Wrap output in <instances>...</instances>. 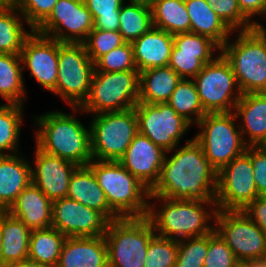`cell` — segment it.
<instances>
[{"label":"cell","instance_id":"1","mask_svg":"<svg viewBox=\"0 0 266 267\" xmlns=\"http://www.w3.org/2000/svg\"><path fill=\"white\" fill-rule=\"evenodd\" d=\"M185 142L166 152L159 179L149 196L215 202L218 172L193 138Z\"/></svg>","mask_w":266,"mask_h":267},{"label":"cell","instance_id":"2","mask_svg":"<svg viewBox=\"0 0 266 267\" xmlns=\"http://www.w3.org/2000/svg\"><path fill=\"white\" fill-rule=\"evenodd\" d=\"M151 200L160 201L161 205L154 204V202H150ZM216 212V202L175 200L161 198L160 196H149L146 217L157 235L173 240H181L211 233L215 229V225L212 223L215 222ZM210 222H212L211 225Z\"/></svg>","mask_w":266,"mask_h":267},{"label":"cell","instance_id":"3","mask_svg":"<svg viewBox=\"0 0 266 267\" xmlns=\"http://www.w3.org/2000/svg\"><path fill=\"white\" fill-rule=\"evenodd\" d=\"M73 114V115H72ZM49 111L34 116L36 147L43 152L68 160L77 166H87L93 160L90 129L74 113Z\"/></svg>","mask_w":266,"mask_h":267},{"label":"cell","instance_id":"4","mask_svg":"<svg viewBox=\"0 0 266 267\" xmlns=\"http://www.w3.org/2000/svg\"><path fill=\"white\" fill-rule=\"evenodd\" d=\"M93 171L104 191L109 207L120 217H145L150 190L126 170L119 161L91 160Z\"/></svg>","mask_w":266,"mask_h":267},{"label":"cell","instance_id":"5","mask_svg":"<svg viewBox=\"0 0 266 267\" xmlns=\"http://www.w3.org/2000/svg\"><path fill=\"white\" fill-rule=\"evenodd\" d=\"M221 53L230 62L242 94L266 92V41L254 30L238 31Z\"/></svg>","mask_w":266,"mask_h":267},{"label":"cell","instance_id":"6","mask_svg":"<svg viewBox=\"0 0 266 267\" xmlns=\"http://www.w3.org/2000/svg\"><path fill=\"white\" fill-rule=\"evenodd\" d=\"M139 102V72H93L90 92L80 107H71L74 113L100 114L134 108Z\"/></svg>","mask_w":266,"mask_h":267},{"label":"cell","instance_id":"7","mask_svg":"<svg viewBox=\"0 0 266 267\" xmlns=\"http://www.w3.org/2000/svg\"><path fill=\"white\" fill-rule=\"evenodd\" d=\"M155 230L145 217H125L108 222L104 238L109 267H144Z\"/></svg>","mask_w":266,"mask_h":267},{"label":"cell","instance_id":"8","mask_svg":"<svg viewBox=\"0 0 266 267\" xmlns=\"http://www.w3.org/2000/svg\"><path fill=\"white\" fill-rule=\"evenodd\" d=\"M237 117L230 113H207L196 126L201 129L193 139L201 146L208 162L219 172L247 148Z\"/></svg>","mask_w":266,"mask_h":267},{"label":"cell","instance_id":"9","mask_svg":"<svg viewBox=\"0 0 266 267\" xmlns=\"http://www.w3.org/2000/svg\"><path fill=\"white\" fill-rule=\"evenodd\" d=\"M90 122L92 158L119 161L138 134L135 109L94 114Z\"/></svg>","mask_w":266,"mask_h":267},{"label":"cell","instance_id":"10","mask_svg":"<svg viewBox=\"0 0 266 267\" xmlns=\"http://www.w3.org/2000/svg\"><path fill=\"white\" fill-rule=\"evenodd\" d=\"M193 81L206 113L234 112L242 93L232 66L222 53L205 64Z\"/></svg>","mask_w":266,"mask_h":267},{"label":"cell","instance_id":"11","mask_svg":"<svg viewBox=\"0 0 266 267\" xmlns=\"http://www.w3.org/2000/svg\"><path fill=\"white\" fill-rule=\"evenodd\" d=\"M215 231L241 264H258L266 255V235L242 210H217Z\"/></svg>","mask_w":266,"mask_h":267},{"label":"cell","instance_id":"12","mask_svg":"<svg viewBox=\"0 0 266 267\" xmlns=\"http://www.w3.org/2000/svg\"><path fill=\"white\" fill-rule=\"evenodd\" d=\"M94 70L83 43L59 42L56 96L70 107H80L89 95Z\"/></svg>","mask_w":266,"mask_h":267},{"label":"cell","instance_id":"13","mask_svg":"<svg viewBox=\"0 0 266 267\" xmlns=\"http://www.w3.org/2000/svg\"><path fill=\"white\" fill-rule=\"evenodd\" d=\"M251 146L232 159L217 173L216 207L217 210H243L256 197Z\"/></svg>","mask_w":266,"mask_h":267},{"label":"cell","instance_id":"14","mask_svg":"<svg viewBox=\"0 0 266 267\" xmlns=\"http://www.w3.org/2000/svg\"><path fill=\"white\" fill-rule=\"evenodd\" d=\"M138 133L168 152L175 149L192 124L167 103H138L135 107Z\"/></svg>","mask_w":266,"mask_h":267},{"label":"cell","instance_id":"15","mask_svg":"<svg viewBox=\"0 0 266 267\" xmlns=\"http://www.w3.org/2000/svg\"><path fill=\"white\" fill-rule=\"evenodd\" d=\"M93 25L84 0H58L49 17L35 31L61 43H83Z\"/></svg>","mask_w":266,"mask_h":267},{"label":"cell","instance_id":"16","mask_svg":"<svg viewBox=\"0 0 266 267\" xmlns=\"http://www.w3.org/2000/svg\"><path fill=\"white\" fill-rule=\"evenodd\" d=\"M59 41L37 33L35 30L26 38L20 52L22 69L52 94L56 95L58 77Z\"/></svg>","mask_w":266,"mask_h":267},{"label":"cell","instance_id":"17","mask_svg":"<svg viewBox=\"0 0 266 267\" xmlns=\"http://www.w3.org/2000/svg\"><path fill=\"white\" fill-rule=\"evenodd\" d=\"M52 227L66 237L104 236L108 220L98 211L68 197L52 202Z\"/></svg>","mask_w":266,"mask_h":267},{"label":"cell","instance_id":"18","mask_svg":"<svg viewBox=\"0 0 266 267\" xmlns=\"http://www.w3.org/2000/svg\"><path fill=\"white\" fill-rule=\"evenodd\" d=\"M33 153L35 156L34 165L31 164L32 183L52 202L67 197L71 176L79 166L58 156L47 154L36 146Z\"/></svg>","mask_w":266,"mask_h":267},{"label":"cell","instance_id":"19","mask_svg":"<svg viewBox=\"0 0 266 267\" xmlns=\"http://www.w3.org/2000/svg\"><path fill=\"white\" fill-rule=\"evenodd\" d=\"M166 151L138 133L119 160L143 185L151 190L157 183Z\"/></svg>","mask_w":266,"mask_h":267},{"label":"cell","instance_id":"20","mask_svg":"<svg viewBox=\"0 0 266 267\" xmlns=\"http://www.w3.org/2000/svg\"><path fill=\"white\" fill-rule=\"evenodd\" d=\"M234 113L242 118L239 128L244 143L261 146L266 141V92L242 94Z\"/></svg>","mask_w":266,"mask_h":267},{"label":"cell","instance_id":"21","mask_svg":"<svg viewBox=\"0 0 266 267\" xmlns=\"http://www.w3.org/2000/svg\"><path fill=\"white\" fill-rule=\"evenodd\" d=\"M57 267H109L104 236L67 237Z\"/></svg>","mask_w":266,"mask_h":267},{"label":"cell","instance_id":"22","mask_svg":"<svg viewBox=\"0 0 266 267\" xmlns=\"http://www.w3.org/2000/svg\"><path fill=\"white\" fill-rule=\"evenodd\" d=\"M7 212L30 230L52 226V201L32 182L20 192Z\"/></svg>","mask_w":266,"mask_h":267},{"label":"cell","instance_id":"23","mask_svg":"<svg viewBox=\"0 0 266 267\" xmlns=\"http://www.w3.org/2000/svg\"><path fill=\"white\" fill-rule=\"evenodd\" d=\"M173 36L153 26L132 42L134 62L138 72L168 66L174 47Z\"/></svg>","mask_w":266,"mask_h":267},{"label":"cell","instance_id":"24","mask_svg":"<svg viewBox=\"0 0 266 267\" xmlns=\"http://www.w3.org/2000/svg\"><path fill=\"white\" fill-rule=\"evenodd\" d=\"M21 153L0 156V211H7L32 182V166Z\"/></svg>","mask_w":266,"mask_h":267},{"label":"cell","instance_id":"25","mask_svg":"<svg viewBox=\"0 0 266 267\" xmlns=\"http://www.w3.org/2000/svg\"><path fill=\"white\" fill-rule=\"evenodd\" d=\"M67 197L100 212L109 222L120 218L109 207L104 191L88 166H79L73 172Z\"/></svg>","mask_w":266,"mask_h":267},{"label":"cell","instance_id":"26","mask_svg":"<svg viewBox=\"0 0 266 267\" xmlns=\"http://www.w3.org/2000/svg\"><path fill=\"white\" fill-rule=\"evenodd\" d=\"M190 18V32L205 36L220 48L234 34L205 0H184Z\"/></svg>","mask_w":266,"mask_h":267},{"label":"cell","instance_id":"27","mask_svg":"<svg viewBox=\"0 0 266 267\" xmlns=\"http://www.w3.org/2000/svg\"><path fill=\"white\" fill-rule=\"evenodd\" d=\"M181 80L169 65L139 72L138 103H167Z\"/></svg>","mask_w":266,"mask_h":267},{"label":"cell","instance_id":"28","mask_svg":"<svg viewBox=\"0 0 266 267\" xmlns=\"http://www.w3.org/2000/svg\"><path fill=\"white\" fill-rule=\"evenodd\" d=\"M3 266L28 259L31 230L7 211H0Z\"/></svg>","mask_w":266,"mask_h":267},{"label":"cell","instance_id":"29","mask_svg":"<svg viewBox=\"0 0 266 267\" xmlns=\"http://www.w3.org/2000/svg\"><path fill=\"white\" fill-rule=\"evenodd\" d=\"M66 238L52 226L31 230L28 259L45 267H57Z\"/></svg>","mask_w":266,"mask_h":267},{"label":"cell","instance_id":"30","mask_svg":"<svg viewBox=\"0 0 266 267\" xmlns=\"http://www.w3.org/2000/svg\"><path fill=\"white\" fill-rule=\"evenodd\" d=\"M20 55L0 54V98L5 104L24 105L27 91Z\"/></svg>","mask_w":266,"mask_h":267},{"label":"cell","instance_id":"31","mask_svg":"<svg viewBox=\"0 0 266 267\" xmlns=\"http://www.w3.org/2000/svg\"><path fill=\"white\" fill-rule=\"evenodd\" d=\"M23 15L13 5H0V54L20 55L24 41L33 32L26 31Z\"/></svg>","mask_w":266,"mask_h":267},{"label":"cell","instance_id":"32","mask_svg":"<svg viewBox=\"0 0 266 267\" xmlns=\"http://www.w3.org/2000/svg\"><path fill=\"white\" fill-rule=\"evenodd\" d=\"M153 26L172 35L190 32L184 0H156L151 5Z\"/></svg>","mask_w":266,"mask_h":267},{"label":"cell","instance_id":"33","mask_svg":"<svg viewBox=\"0 0 266 267\" xmlns=\"http://www.w3.org/2000/svg\"><path fill=\"white\" fill-rule=\"evenodd\" d=\"M119 21V33L126 42L132 43L153 27L151 6L124 3L120 7Z\"/></svg>","mask_w":266,"mask_h":267},{"label":"cell","instance_id":"34","mask_svg":"<svg viewBox=\"0 0 266 267\" xmlns=\"http://www.w3.org/2000/svg\"><path fill=\"white\" fill-rule=\"evenodd\" d=\"M167 104L192 125H196L207 114L201 105L193 79H182Z\"/></svg>","mask_w":266,"mask_h":267},{"label":"cell","instance_id":"35","mask_svg":"<svg viewBox=\"0 0 266 267\" xmlns=\"http://www.w3.org/2000/svg\"><path fill=\"white\" fill-rule=\"evenodd\" d=\"M23 106L5 104L0 109V156L20 153L18 148L20 144V130L24 119Z\"/></svg>","mask_w":266,"mask_h":267},{"label":"cell","instance_id":"36","mask_svg":"<svg viewBox=\"0 0 266 267\" xmlns=\"http://www.w3.org/2000/svg\"><path fill=\"white\" fill-rule=\"evenodd\" d=\"M126 0H84L91 12L93 28L105 31H118L120 7Z\"/></svg>","mask_w":266,"mask_h":267},{"label":"cell","instance_id":"37","mask_svg":"<svg viewBox=\"0 0 266 267\" xmlns=\"http://www.w3.org/2000/svg\"><path fill=\"white\" fill-rule=\"evenodd\" d=\"M173 41L179 52L197 54L206 63L213 61L221 53V48L214 41L193 32L175 34ZM215 52L218 54L214 55Z\"/></svg>","mask_w":266,"mask_h":267},{"label":"cell","instance_id":"38","mask_svg":"<svg viewBox=\"0 0 266 267\" xmlns=\"http://www.w3.org/2000/svg\"><path fill=\"white\" fill-rule=\"evenodd\" d=\"M178 240L155 234L148 245L144 267H175Z\"/></svg>","mask_w":266,"mask_h":267},{"label":"cell","instance_id":"39","mask_svg":"<svg viewBox=\"0 0 266 267\" xmlns=\"http://www.w3.org/2000/svg\"><path fill=\"white\" fill-rule=\"evenodd\" d=\"M208 252V234L178 240L175 267H203Z\"/></svg>","mask_w":266,"mask_h":267},{"label":"cell","instance_id":"40","mask_svg":"<svg viewBox=\"0 0 266 267\" xmlns=\"http://www.w3.org/2000/svg\"><path fill=\"white\" fill-rule=\"evenodd\" d=\"M126 43L119 31H105L93 28L83 42L93 63L100 57Z\"/></svg>","mask_w":266,"mask_h":267},{"label":"cell","instance_id":"41","mask_svg":"<svg viewBox=\"0 0 266 267\" xmlns=\"http://www.w3.org/2000/svg\"><path fill=\"white\" fill-rule=\"evenodd\" d=\"M95 71L120 72L138 71L134 62L132 43L126 42L120 47L100 57L94 63Z\"/></svg>","mask_w":266,"mask_h":267},{"label":"cell","instance_id":"42","mask_svg":"<svg viewBox=\"0 0 266 267\" xmlns=\"http://www.w3.org/2000/svg\"><path fill=\"white\" fill-rule=\"evenodd\" d=\"M205 1L233 32L248 31L254 28L255 25L240 11L237 0Z\"/></svg>","mask_w":266,"mask_h":267},{"label":"cell","instance_id":"43","mask_svg":"<svg viewBox=\"0 0 266 267\" xmlns=\"http://www.w3.org/2000/svg\"><path fill=\"white\" fill-rule=\"evenodd\" d=\"M241 263L215 229L208 234V252L203 267H238Z\"/></svg>","mask_w":266,"mask_h":267},{"label":"cell","instance_id":"44","mask_svg":"<svg viewBox=\"0 0 266 267\" xmlns=\"http://www.w3.org/2000/svg\"><path fill=\"white\" fill-rule=\"evenodd\" d=\"M58 0H15L13 6L23 15L28 27L36 30L51 14Z\"/></svg>","mask_w":266,"mask_h":267},{"label":"cell","instance_id":"45","mask_svg":"<svg viewBox=\"0 0 266 267\" xmlns=\"http://www.w3.org/2000/svg\"><path fill=\"white\" fill-rule=\"evenodd\" d=\"M207 64L199 55L181 53L172 48L168 65L182 78L193 79Z\"/></svg>","mask_w":266,"mask_h":267},{"label":"cell","instance_id":"46","mask_svg":"<svg viewBox=\"0 0 266 267\" xmlns=\"http://www.w3.org/2000/svg\"><path fill=\"white\" fill-rule=\"evenodd\" d=\"M251 164L259 196H266V148L251 146Z\"/></svg>","mask_w":266,"mask_h":267},{"label":"cell","instance_id":"47","mask_svg":"<svg viewBox=\"0 0 266 267\" xmlns=\"http://www.w3.org/2000/svg\"><path fill=\"white\" fill-rule=\"evenodd\" d=\"M266 235V196H258L242 210Z\"/></svg>","mask_w":266,"mask_h":267},{"label":"cell","instance_id":"48","mask_svg":"<svg viewBox=\"0 0 266 267\" xmlns=\"http://www.w3.org/2000/svg\"><path fill=\"white\" fill-rule=\"evenodd\" d=\"M239 9L242 14L254 25H258L260 22L253 20L254 16L263 17V21H266V0H237ZM253 20V21H251Z\"/></svg>","mask_w":266,"mask_h":267},{"label":"cell","instance_id":"49","mask_svg":"<svg viewBox=\"0 0 266 267\" xmlns=\"http://www.w3.org/2000/svg\"><path fill=\"white\" fill-rule=\"evenodd\" d=\"M2 267H45V266L39 265L38 263L32 260L26 259L23 261L8 263Z\"/></svg>","mask_w":266,"mask_h":267},{"label":"cell","instance_id":"50","mask_svg":"<svg viewBox=\"0 0 266 267\" xmlns=\"http://www.w3.org/2000/svg\"><path fill=\"white\" fill-rule=\"evenodd\" d=\"M253 29L266 41V26L264 27L262 23H259Z\"/></svg>","mask_w":266,"mask_h":267},{"label":"cell","instance_id":"51","mask_svg":"<svg viewBox=\"0 0 266 267\" xmlns=\"http://www.w3.org/2000/svg\"><path fill=\"white\" fill-rule=\"evenodd\" d=\"M129 1L133 3H141V4L151 6L156 0H129Z\"/></svg>","mask_w":266,"mask_h":267},{"label":"cell","instance_id":"52","mask_svg":"<svg viewBox=\"0 0 266 267\" xmlns=\"http://www.w3.org/2000/svg\"><path fill=\"white\" fill-rule=\"evenodd\" d=\"M3 266V257H2V237H1V229H0V267Z\"/></svg>","mask_w":266,"mask_h":267},{"label":"cell","instance_id":"53","mask_svg":"<svg viewBox=\"0 0 266 267\" xmlns=\"http://www.w3.org/2000/svg\"><path fill=\"white\" fill-rule=\"evenodd\" d=\"M15 0H0V5H13Z\"/></svg>","mask_w":266,"mask_h":267},{"label":"cell","instance_id":"54","mask_svg":"<svg viewBox=\"0 0 266 267\" xmlns=\"http://www.w3.org/2000/svg\"><path fill=\"white\" fill-rule=\"evenodd\" d=\"M259 267H266V255L258 263Z\"/></svg>","mask_w":266,"mask_h":267},{"label":"cell","instance_id":"55","mask_svg":"<svg viewBox=\"0 0 266 267\" xmlns=\"http://www.w3.org/2000/svg\"><path fill=\"white\" fill-rule=\"evenodd\" d=\"M238 267H259L258 264H240Z\"/></svg>","mask_w":266,"mask_h":267},{"label":"cell","instance_id":"56","mask_svg":"<svg viewBox=\"0 0 266 267\" xmlns=\"http://www.w3.org/2000/svg\"><path fill=\"white\" fill-rule=\"evenodd\" d=\"M261 146L266 148V141Z\"/></svg>","mask_w":266,"mask_h":267}]
</instances>
